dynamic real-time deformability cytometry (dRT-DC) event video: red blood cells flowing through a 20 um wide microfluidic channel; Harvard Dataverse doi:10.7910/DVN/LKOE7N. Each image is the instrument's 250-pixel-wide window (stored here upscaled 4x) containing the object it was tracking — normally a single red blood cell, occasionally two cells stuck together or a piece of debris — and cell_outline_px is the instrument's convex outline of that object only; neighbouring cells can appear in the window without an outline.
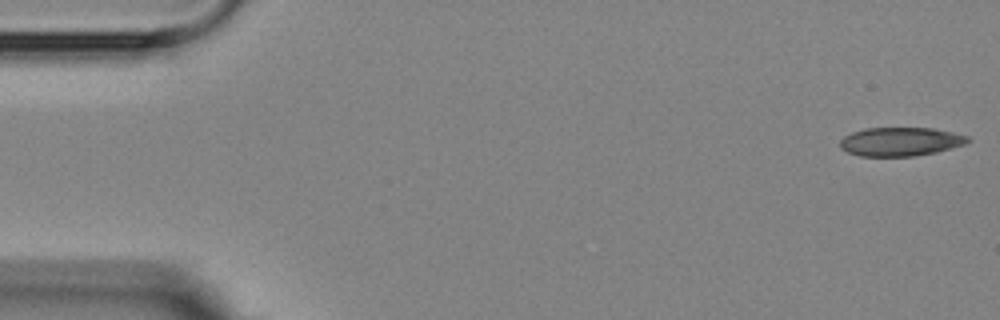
{"species": "Egyptian fruit bat (a non-hibernating species)", "species_latin": "Rousettus aegyptiacus", "temperature_condition": "room temperature", "stored_images_in_passage": 4, "camera_frame_rate_fps": 3000, "um_per_image_px": 0.085, "animal": {"sex": "female"}, "frame": {"image": 1, "passage_image": 1, "time_ms": 0.0, "image_size_px": [1000, 320], "cell_outline_px": [[972, 140], [964, 144], [936, 152], [912, 156], [860, 156], [848, 152], [840, 148], [840, 140], [844, 136], [852, 132], [864, 128], [932, 128], [952, 132], [968, 136]], "centroid_in_image_um": [76.52, 12.03], "position_along_channel_um": 8.5, "area_um2": 21.33}}